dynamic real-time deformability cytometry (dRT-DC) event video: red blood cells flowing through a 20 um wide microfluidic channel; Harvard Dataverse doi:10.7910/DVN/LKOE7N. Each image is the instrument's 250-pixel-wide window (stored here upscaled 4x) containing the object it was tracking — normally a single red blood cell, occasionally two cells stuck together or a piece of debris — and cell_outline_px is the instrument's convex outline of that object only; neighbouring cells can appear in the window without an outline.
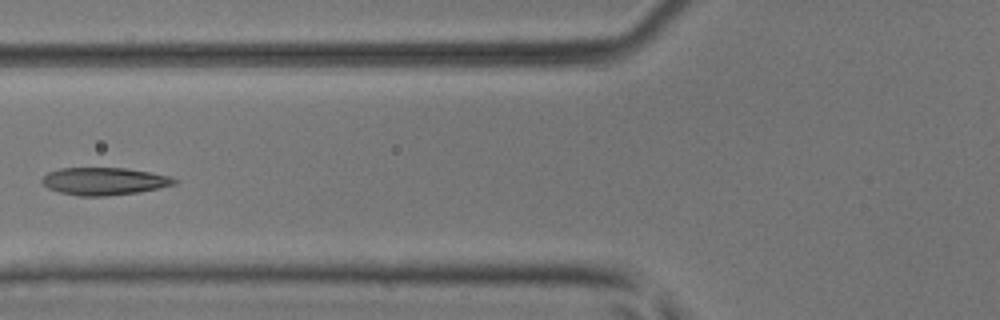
{"species": "common noctule bat (a hibernating species)", "species_latin": "Nyctalus noctula", "temperature_condition": "room temperature", "stored_images_in_passage": 6, "camera_frame_rate_fps": 3000, "um_per_image_px": 0.085, "animal": {"sex": "male", "body_mass_g": 17.9, "forearm_length_mm": 54.2}, "frame": {"image": 1, "passage_image": 5, "time_ms": 1.333, "image_size_px": [1000, 320], "cell_outline_px": [[180, 180], [176, 184], [160, 188], [140, 192], [104, 196], [80, 196], [60, 192], [48, 188], [40, 180], [48, 172], [60, 168], [128, 168], [152, 172], [172, 176]], "centroid_in_image_um": [8.92, 15.4], "position_along_channel_um": 116.9, "area_um2": 21.44}}
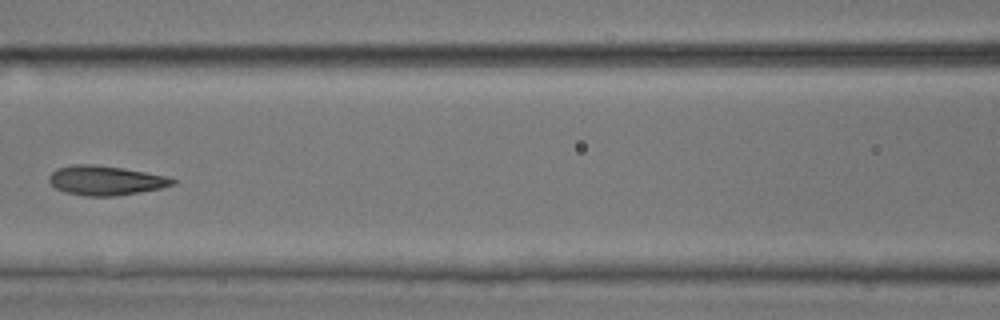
{"frame": {"image": 2, "passage_image": 6, "time_ms": 1.667, "image_size_px": [1000, 320], "cell_outline_px": [[176, 184], [160, 188], [140, 192], [116, 196], [84, 196], [64, 192], [56, 188], [48, 180], [48, 176], [56, 168], [72, 164], [92, 164], [124, 168], [168, 176], [176, 180]], "centroid_in_image_um": [8.97, 15.33], "position_along_channel_um": 157.6, "area_um2": 21.39}}